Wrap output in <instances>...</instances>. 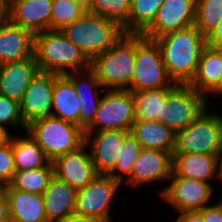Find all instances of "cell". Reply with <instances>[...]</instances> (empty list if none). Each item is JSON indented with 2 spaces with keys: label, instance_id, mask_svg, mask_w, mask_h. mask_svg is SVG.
Here are the masks:
<instances>
[{
  "label": "cell",
  "instance_id": "f546056e",
  "mask_svg": "<svg viewBox=\"0 0 222 222\" xmlns=\"http://www.w3.org/2000/svg\"><path fill=\"white\" fill-rule=\"evenodd\" d=\"M164 0H131L124 33L141 34L154 20Z\"/></svg>",
  "mask_w": 222,
  "mask_h": 222
},
{
  "label": "cell",
  "instance_id": "60d3db41",
  "mask_svg": "<svg viewBox=\"0 0 222 222\" xmlns=\"http://www.w3.org/2000/svg\"><path fill=\"white\" fill-rule=\"evenodd\" d=\"M58 222H104L99 218L72 213Z\"/></svg>",
  "mask_w": 222,
  "mask_h": 222
},
{
  "label": "cell",
  "instance_id": "4dcf8cb0",
  "mask_svg": "<svg viewBox=\"0 0 222 222\" xmlns=\"http://www.w3.org/2000/svg\"><path fill=\"white\" fill-rule=\"evenodd\" d=\"M141 149V144L129 133L123 141L113 169L107 175L123 184V177L125 176L123 174H126L127 178L131 175L132 168Z\"/></svg>",
  "mask_w": 222,
  "mask_h": 222
},
{
  "label": "cell",
  "instance_id": "2e32d148",
  "mask_svg": "<svg viewBox=\"0 0 222 222\" xmlns=\"http://www.w3.org/2000/svg\"><path fill=\"white\" fill-rule=\"evenodd\" d=\"M129 133L130 131L122 130L85 132V143L98 174L107 175L113 169L123 141Z\"/></svg>",
  "mask_w": 222,
  "mask_h": 222
},
{
  "label": "cell",
  "instance_id": "f35d334b",
  "mask_svg": "<svg viewBox=\"0 0 222 222\" xmlns=\"http://www.w3.org/2000/svg\"><path fill=\"white\" fill-rule=\"evenodd\" d=\"M175 222H204L202 214L198 211H182L178 213Z\"/></svg>",
  "mask_w": 222,
  "mask_h": 222
},
{
  "label": "cell",
  "instance_id": "30bf717a",
  "mask_svg": "<svg viewBox=\"0 0 222 222\" xmlns=\"http://www.w3.org/2000/svg\"><path fill=\"white\" fill-rule=\"evenodd\" d=\"M121 185L111 176L99 174L86 187L78 189L74 213L111 222L112 199Z\"/></svg>",
  "mask_w": 222,
  "mask_h": 222
},
{
  "label": "cell",
  "instance_id": "8fae6325",
  "mask_svg": "<svg viewBox=\"0 0 222 222\" xmlns=\"http://www.w3.org/2000/svg\"><path fill=\"white\" fill-rule=\"evenodd\" d=\"M160 195L177 212L201 210L211 204L213 186L207 182L184 177H171Z\"/></svg>",
  "mask_w": 222,
  "mask_h": 222
},
{
  "label": "cell",
  "instance_id": "ab89813d",
  "mask_svg": "<svg viewBox=\"0 0 222 222\" xmlns=\"http://www.w3.org/2000/svg\"><path fill=\"white\" fill-rule=\"evenodd\" d=\"M0 222H10L8 199L2 188H0Z\"/></svg>",
  "mask_w": 222,
  "mask_h": 222
},
{
  "label": "cell",
  "instance_id": "7a4b0ae2",
  "mask_svg": "<svg viewBox=\"0 0 222 222\" xmlns=\"http://www.w3.org/2000/svg\"><path fill=\"white\" fill-rule=\"evenodd\" d=\"M34 56L39 70L65 75L90 68V60L61 30L34 35Z\"/></svg>",
  "mask_w": 222,
  "mask_h": 222
},
{
  "label": "cell",
  "instance_id": "ffe728a7",
  "mask_svg": "<svg viewBox=\"0 0 222 222\" xmlns=\"http://www.w3.org/2000/svg\"><path fill=\"white\" fill-rule=\"evenodd\" d=\"M221 48L205 46L201 52L197 70L188 84L206 98L222 95V63Z\"/></svg>",
  "mask_w": 222,
  "mask_h": 222
},
{
  "label": "cell",
  "instance_id": "4fadbf2b",
  "mask_svg": "<svg viewBox=\"0 0 222 222\" xmlns=\"http://www.w3.org/2000/svg\"><path fill=\"white\" fill-rule=\"evenodd\" d=\"M88 145L84 143L76 150L68 152L52 161L53 174L75 189L86 187L96 176Z\"/></svg>",
  "mask_w": 222,
  "mask_h": 222
},
{
  "label": "cell",
  "instance_id": "83f0119b",
  "mask_svg": "<svg viewBox=\"0 0 222 222\" xmlns=\"http://www.w3.org/2000/svg\"><path fill=\"white\" fill-rule=\"evenodd\" d=\"M174 87L133 91L135 121L157 120L161 123V104Z\"/></svg>",
  "mask_w": 222,
  "mask_h": 222
},
{
  "label": "cell",
  "instance_id": "8992f818",
  "mask_svg": "<svg viewBox=\"0 0 222 222\" xmlns=\"http://www.w3.org/2000/svg\"><path fill=\"white\" fill-rule=\"evenodd\" d=\"M206 109L184 129L175 132L173 154L222 152V115Z\"/></svg>",
  "mask_w": 222,
  "mask_h": 222
},
{
  "label": "cell",
  "instance_id": "74e56055",
  "mask_svg": "<svg viewBox=\"0 0 222 222\" xmlns=\"http://www.w3.org/2000/svg\"><path fill=\"white\" fill-rule=\"evenodd\" d=\"M205 38L207 46L222 49V18L216 27L205 36Z\"/></svg>",
  "mask_w": 222,
  "mask_h": 222
},
{
  "label": "cell",
  "instance_id": "7402d4cb",
  "mask_svg": "<svg viewBox=\"0 0 222 222\" xmlns=\"http://www.w3.org/2000/svg\"><path fill=\"white\" fill-rule=\"evenodd\" d=\"M216 176V177H215ZM218 155L205 153L173 154L171 177H184L210 182L218 178Z\"/></svg>",
  "mask_w": 222,
  "mask_h": 222
},
{
  "label": "cell",
  "instance_id": "ba28073f",
  "mask_svg": "<svg viewBox=\"0 0 222 222\" xmlns=\"http://www.w3.org/2000/svg\"><path fill=\"white\" fill-rule=\"evenodd\" d=\"M135 122L134 96L129 90L106 89L93 123L85 132L101 130L131 131Z\"/></svg>",
  "mask_w": 222,
  "mask_h": 222
},
{
  "label": "cell",
  "instance_id": "8d00e7d4",
  "mask_svg": "<svg viewBox=\"0 0 222 222\" xmlns=\"http://www.w3.org/2000/svg\"><path fill=\"white\" fill-rule=\"evenodd\" d=\"M218 202L198 210L202 214L204 222H222V202L220 200Z\"/></svg>",
  "mask_w": 222,
  "mask_h": 222
},
{
  "label": "cell",
  "instance_id": "cb8c5ba5",
  "mask_svg": "<svg viewBox=\"0 0 222 222\" xmlns=\"http://www.w3.org/2000/svg\"><path fill=\"white\" fill-rule=\"evenodd\" d=\"M8 199L10 222H49L42 194L3 189Z\"/></svg>",
  "mask_w": 222,
  "mask_h": 222
},
{
  "label": "cell",
  "instance_id": "d6986e66",
  "mask_svg": "<svg viewBox=\"0 0 222 222\" xmlns=\"http://www.w3.org/2000/svg\"><path fill=\"white\" fill-rule=\"evenodd\" d=\"M39 71L35 56L1 64L0 95L20 102Z\"/></svg>",
  "mask_w": 222,
  "mask_h": 222
},
{
  "label": "cell",
  "instance_id": "7bdbcfd3",
  "mask_svg": "<svg viewBox=\"0 0 222 222\" xmlns=\"http://www.w3.org/2000/svg\"><path fill=\"white\" fill-rule=\"evenodd\" d=\"M8 3L5 0H0V25L7 20Z\"/></svg>",
  "mask_w": 222,
  "mask_h": 222
},
{
  "label": "cell",
  "instance_id": "1f68e13d",
  "mask_svg": "<svg viewBox=\"0 0 222 222\" xmlns=\"http://www.w3.org/2000/svg\"><path fill=\"white\" fill-rule=\"evenodd\" d=\"M222 18V0H196L194 24L206 36Z\"/></svg>",
  "mask_w": 222,
  "mask_h": 222
},
{
  "label": "cell",
  "instance_id": "d590c367",
  "mask_svg": "<svg viewBox=\"0 0 222 222\" xmlns=\"http://www.w3.org/2000/svg\"><path fill=\"white\" fill-rule=\"evenodd\" d=\"M15 172L11 139L8 144L0 147V188L12 181Z\"/></svg>",
  "mask_w": 222,
  "mask_h": 222
},
{
  "label": "cell",
  "instance_id": "e575fe53",
  "mask_svg": "<svg viewBox=\"0 0 222 222\" xmlns=\"http://www.w3.org/2000/svg\"><path fill=\"white\" fill-rule=\"evenodd\" d=\"M0 125L6 127L8 130L9 126H21L26 131L27 125L24 123L21 114L20 102L0 95Z\"/></svg>",
  "mask_w": 222,
  "mask_h": 222
},
{
  "label": "cell",
  "instance_id": "603a6c76",
  "mask_svg": "<svg viewBox=\"0 0 222 222\" xmlns=\"http://www.w3.org/2000/svg\"><path fill=\"white\" fill-rule=\"evenodd\" d=\"M77 191L53 174L42 194L49 222H58L74 213Z\"/></svg>",
  "mask_w": 222,
  "mask_h": 222
},
{
  "label": "cell",
  "instance_id": "d4e9b609",
  "mask_svg": "<svg viewBox=\"0 0 222 222\" xmlns=\"http://www.w3.org/2000/svg\"><path fill=\"white\" fill-rule=\"evenodd\" d=\"M80 99L66 75L55 74L50 115L79 126Z\"/></svg>",
  "mask_w": 222,
  "mask_h": 222
},
{
  "label": "cell",
  "instance_id": "b9f144b4",
  "mask_svg": "<svg viewBox=\"0 0 222 222\" xmlns=\"http://www.w3.org/2000/svg\"><path fill=\"white\" fill-rule=\"evenodd\" d=\"M12 137L7 128L0 125V147L8 144Z\"/></svg>",
  "mask_w": 222,
  "mask_h": 222
},
{
  "label": "cell",
  "instance_id": "f1b7e54d",
  "mask_svg": "<svg viewBox=\"0 0 222 222\" xmlns=\"http://www.w3.org/2000/svg\"><path fill=\"white\" fill-rule=\"evenodd\" d=\"M53 176V166L50 161L45 167L19 170L14 173L12 181L2 189H17L24 192L43 194Z\"/></svg>",
  "mask_w": 222,
  "mask_h": 222
},
{
  "label": "cell",
  "instance_id": "9a60e30c",
  "mask_svg": "<svg viewBox=\"0 0 222 222\" xmlns=\"http://www.w3.org/2000/svg\"><path fill=\"white\" fill-rule=\"evenodd\" d=\"M173 155L158 149L142 148L132 168L131 175L126 178L125 185L137 186L151 182L164 181L171 178Z\"/></svg>",
  "mask_w": 222,
  "mask_h": 222
},
{
  "label": "cell",
  "instance_id": "ee69618b",
  "mask_svg": "<svg viewBox=\"0 0 222 222\" xmlns=\"http://www.w3.org/2000/svg\"><path fill=\"white\" fill-rule=\"evenodd\" d=\"M72 1L81 6L86 11H90L92 9L93 0H72Z\"/></svg>",
  "mask_w": 222,
  "mask_h": 222
},
{
  "label": "cell",
  "instance_id": "5bb4252c",
  "mask_svg": "<svg viewBox=\"0 0 222 222\" xmlns=\"http://www.w3.org/2000/svg\"><path fill=\"white\" fill-rule=\"evenodd\" d=\"M55 73L39 71L30 81L22 100L21 114L24 123L49 116L52 107Z\"/></svg>",
  "mask_w": 222,
  "mask_h": 222
},
{
  "label": "cell",
  "instance_id": "f6af8a7d",
  "mask_svg": "<svg viewBox=\"0 0 222 222\" xmlns=\"http://www.w3.org/2000/svg\"><path fill=\"white\" fill-rule=\"evenodd\" d=\"M218 178L217 179H221L220 181H222V152L218 155Z\"/></svg>",
  "mask_w": 222,
  "mask_h": 222
},
{
  "label": "cell",
  "instance_id": "52a82bcc",
  "mask_svg": "<svg viewBox=\"0 0 222 222\" xmlns=\"http://www.w3.org/2000/svg\"><path fill=\"white\" fill-rule=\"evenodd\" d=\"M176 85L168 75L157 42L136 34L135 71L128 90L133 92Z\"/></svg>",
  "mask_w": 222,
  "mask_h": 222
},
{
  "label": "cell",
  "instance_id": "3957f363",
  "mask_svg": "<svg viewBox=\"0 0 222 222\" xmlns=\"http://www.w3.org/2000/svg\"><path fill=\"white\" fill-rule=\"evenodd\" d=\"M136 34L125 33L90 60V69L105 89L128 90L135 71Z\"/></svg>",
  "mask_w": 222,
  "mask_h": 222
},
{
  "label": "cell",
  "instance_id": "9c48e42d",
  "mask_svg": "<svg viewBox=\"0 0 222 222\" xmlns=\"http://www.w3.org/2000/svg\"><path fill=\"white\" fill-rule=\"evenodd\" d=\"M208 99L188 84H177L161 104V123L174 132L184 129L209 105Z\"/></svg>",
  "mask_w": 222,
  "mask_h": 222
},
{
  "label": "cell",
  "instance_id": "ac0fdd59",
  "mask_svg": "<svg viewBox=\"0 0 222 222\" xmlns=\"http://www.w3.org/2000/svg\"><path fill=\"white\" fill-rule=\"evenodd\" d=\"M73 83L75 92L80 99L79 127L84 131L93 123L102 96L99 88L106 90L94 72L88 68L83 71L65 74Z\"/></svg>",
  "mask_w": 222,
  "mask_h": 222
},
{
  "label": "cell",
  "instance_id": "277c9868",
  "mask_svg": "<svg viewBox=\"0 0 222 222\" xmlns=\"http://www.w3.org/2000/svg\"><path fill=\"white\" fill-rule=\"evenodd\" d=\"M61 31L89 60L105 52L125 34L117 22L89 11Z\"/></svg>",
  "mask_w": 222,
  "mask_h": 222
},
{
  "label": "cell",
  "instance_id": "6da1fadb",
  "mask_svg": "<svg viewBox=\"0 0 222 222\" xmlns=\"http://www.w3.org/2000/svg\"><path fill=\"white\" fill-rule=\"evenodd\" d=\"M160 47L169 77L176 84H189L194 77L206 38L195 24L154 39Z\"/></svg>",
  "mask_w": 222,
  "mask_h": 222
},
{
  "label": "cell",
  "instance_id": "44dd1931",
  "mask_svg": "<svg viewBox=\"0 0 222 222\" xmlns=\"http://www.w3.org/2000/svg\"><path fill=\"white\" fill-rule=\"evenodd\" d=\"M34 56V34L8 19L0 25V65Z\"/></svg>",
  "mask_w": 222,
  "mask_h": 222
},
{
  "label": "cell",
  "instance_id": "5b68a950",
  "mask_svg": "<svg viewBox=\"0 0 222 222\" xmlns=\"http://www.w3.org/2000/svg\"><path fill=\"white\" fill-rule=\"evenodd\" d=\"M26 131L51 162L85 143V131L81 127L52 115L30 122Z\"/></svg>",
  "mask_w": 222,
  "mask_h": 222
},
{
  "label": "cell",
  "instance_id": "484cf974",
  "mask_svg": "<svg viewBox=\"0 0 222 222\" xmlns=\"http://www.w3.org/2000/svg\"><path fill=\"white\" fill-rule=\"evenodd\" d=\"M130 133L145 149H158L173 155L175 132L159 121H135Z\"/></svg>",
  "mask_w": 222,
  "mask_h": 222
},
{
  "label": "cell",
  "instance_id": "4316f807",
  "mask_svg": "<svg viewBox=\"0 0 222 222\" xmlns=\"http://www.w3.org/2000/svg\"><path fill=\"white\" fill-rule=\"evenodd\" d=\"M25 135V136H24ZM12 137L13 159L16 171L45 167L50 160L27 131Z\"/></svg>",
  "mask_w": 222,
  "mask_h": 222
},
{
  "label": "cell",
  "instance_id": "836d02e7",
  "mask_svg": "<svg viewBox=\"0 0 222 222\" xmlns=\"http://www.w3.org/2000/svg\"><path fill=\"white\" fill-rule=\"evenodd\" d=\"M131 0H93L95 13L117 22L121 27L128 21Z\"/></svg>",
  "mask_w": 222,
  "mask_h": 222
},
{
  "label": "cell",
  "instance_id": "e0dca14e",
  "mask_svg": "<svg viewBox=\"0 0 222 222\" xmlns=\"http://www.w3.org/2000/svg\"><path fill=\"white\" fill-rule=\"evenodd\" d=\"M52 1L11 0L8 3L7 19L34 35L51 29Z\"/></svg>",
  "mask_w": 222,
  "mask_h": 222
},
{
  "label": "cell",
  "instance_id": "d6a6232c",
  "mask_svg": "<svg viewBox=\"0 0 222 222\" xmlns=\"http://www.w3.org/2000/svg\"><path fill=\"white\" fill-rule=\"evenodd\" d=\"M86 10L72 0H53L51 12V30H62L65 26L80 18Z\"/></svg>",
  "mask_w": 222,
  "mask_h": 222
},
{
  "label": "cell",
  "instance_id": "7c38bea8",
  "mask_svg": "<svg viewBox=\"0 0 222 222\" xmlns=\"http://www.w3.org/2000/svg\"><path fill=\"white\" fill-rule=\"evenodd\" d=\"M196 0H164L153 22L141 33L145 38L157 37L194 24Z\"/></svg>",
  "mask_w": 222,
  "mask_h": 222
}]
</instances>
